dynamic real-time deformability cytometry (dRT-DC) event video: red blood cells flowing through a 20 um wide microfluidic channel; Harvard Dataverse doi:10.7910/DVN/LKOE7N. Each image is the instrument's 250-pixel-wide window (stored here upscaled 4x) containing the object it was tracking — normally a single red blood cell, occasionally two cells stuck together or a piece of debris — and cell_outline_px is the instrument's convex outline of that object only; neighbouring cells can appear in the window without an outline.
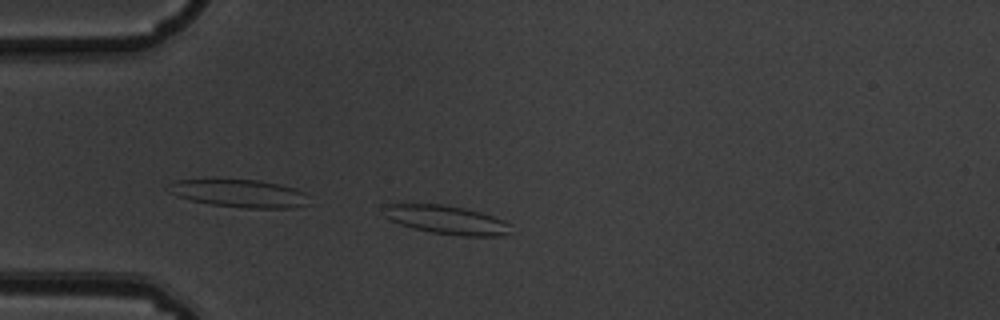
{"species": "common noctule bat (a hibernating species)", "species_latin": "Nyctalus noctula", "temperature_condition": "warm", "stored_images_in_passage": 3, "camera_frame_rate_fps": 3000, "um_per_image_px": 0.085, "animal": {"sex": "male", "body_mass_g": 19.5, "forearm_length_mm": 54.6}, "frame": {"image": 1, "passage_image": 3, "time_ms": 0.667, "image_size_px": [1000, 320], "cell_outline_px": [[512, 232], [500, 236], [464, 236], [432, 232], [400, 224], [384, 216], [380, 208], [384, 204], [444, 204], [464, 208], [480, 212], [504, 220], [512, 224]], "centroid_in_image_um": [37.97, 18.67], "position_along_channel_um": 47.0, "area_um2": 21.33}}